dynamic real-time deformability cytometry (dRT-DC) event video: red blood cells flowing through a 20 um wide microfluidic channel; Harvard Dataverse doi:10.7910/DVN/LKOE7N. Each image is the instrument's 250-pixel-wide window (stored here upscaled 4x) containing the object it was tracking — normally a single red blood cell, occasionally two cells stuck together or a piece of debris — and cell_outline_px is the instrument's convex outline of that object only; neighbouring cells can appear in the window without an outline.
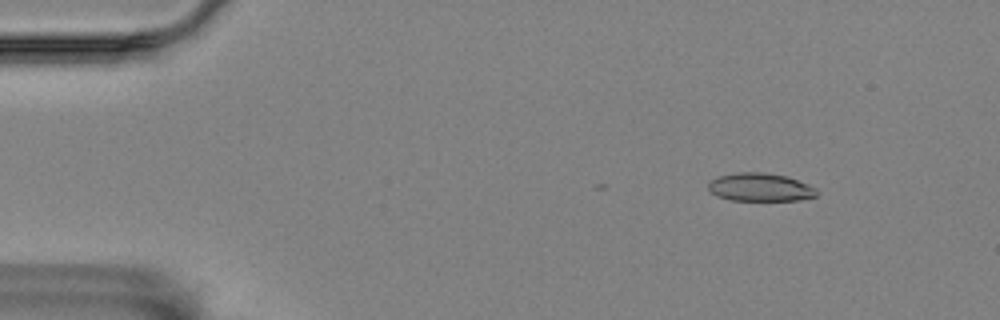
{"species": "Egyptian fruit bat (a non-hibernating species)", "species_latin": "Rousettus aegyptiacus", "temperature_condition": "room temperature", "stored_images_in_passage": 5, "camera_frame_rate_fps": 3000, "um_per_image_px": 0.085, "animal": {"sex": "female"}, "frame": {"image": 1, "passage_image": 2, "time_ms": 0.333, "image_size_px": [1000, 320], "cell_outline_px": [[816, 196], [800, 200], [732, 200], [720, 196], [712, 192], [708, 188], [708, 184], [716, 176], [736, 172], [764, 172], [788, 176], [808, 184], [816, 188]], "centroid_in_image_um": [64.63, 15.9], "position_along_channel_um": 20.4, "area_um2": 17.74}}
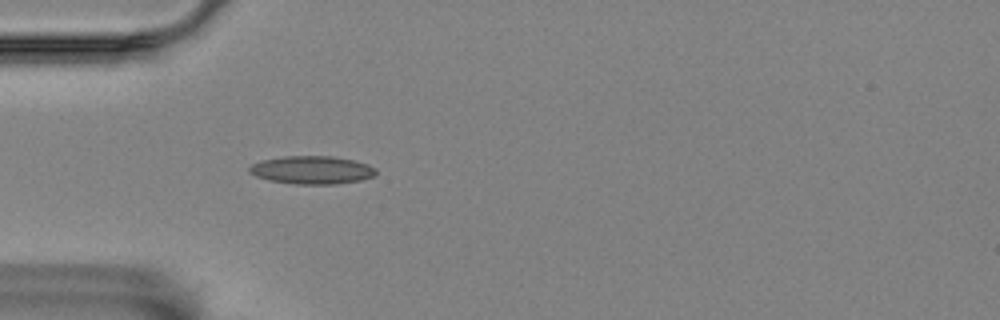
{"frame": {"image": 2, "passage_image": 5, "time_ms": 1.333, "image_size_px": [1000, 320], "cell_outline_px": [[376, 176], [360, 180], [336, 184], [296, 184], [268, 180], [256, 176], [248, 172], [248, 168], [252, 164], [260, 160], [284, 156], [332, 156], [352, 160], [368, 164], [376, 168]], "centroid_in_image_um": [26.5, 14.45], "position_along_channel_um": 58.5, "area_um2": 20.81}}